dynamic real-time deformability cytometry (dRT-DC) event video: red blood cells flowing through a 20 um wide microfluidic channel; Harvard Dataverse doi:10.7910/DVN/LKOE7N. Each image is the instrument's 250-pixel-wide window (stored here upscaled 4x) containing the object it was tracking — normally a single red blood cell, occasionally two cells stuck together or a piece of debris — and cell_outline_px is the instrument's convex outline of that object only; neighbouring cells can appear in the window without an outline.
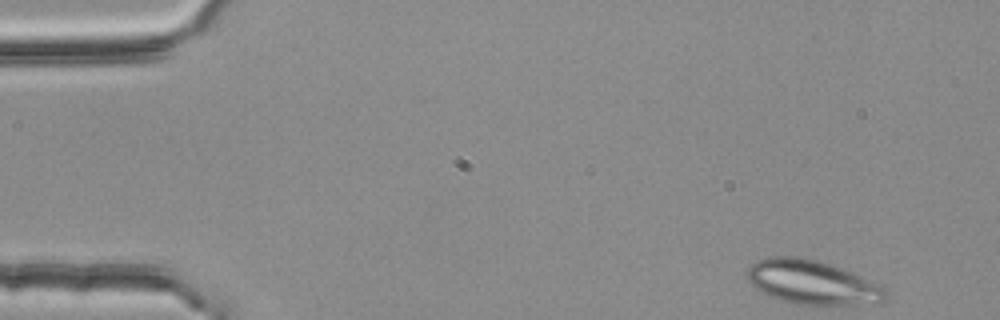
{"species": "common noctule bat (a hibernating species)", "species_latin": "Nyctalus noctula", "temperature_condition": "room temperature", "stored_images_in_passage": 47, "camera_frame_rate_fps": 3000, "um_per_image_px": 0.085, "animal": {"sex": "female", "body_mass_g": 25.1}, "frame": {"image": 1, "passage_image": 1, "time_ms": 0.0, "image_size_px": [1000, 320], "cell_outline_px": [[884, 300], [852, 304], [792, 304], [780, 300], [760, 292], [748, 280], [748, 268], [756, 260], [768, 256], [804, 256], [832, 264], [872, 280], [880, 284], [884, 288]], "centroid_in_image_um": [68.97, 23.96], "position_along_channel_um": 16.0, "area_um2": 35.37}}
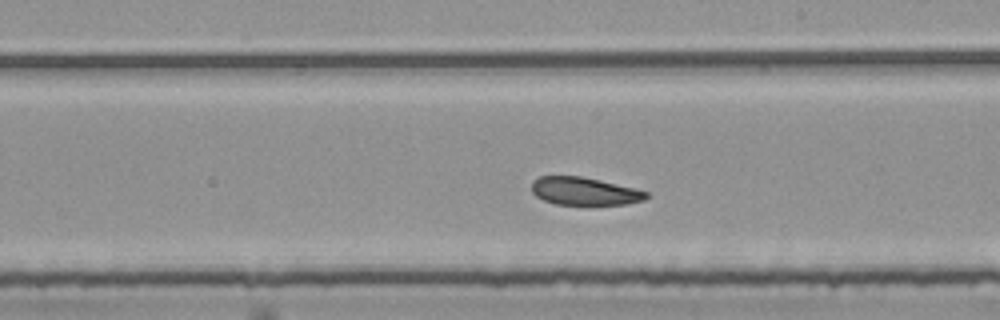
{"frame": {"image": 2, "passage_image": 28, "time_ms": 9.0, "image_size_px": [1000, 320], "cell_outline_px": [[648, 196], [644, 200], [624, 204], [556, 204], [544, 200], [536, 196], [532, 192], [532, 180], [540, 176], [580, 176], [600, 180], [636, 188], [648, 192]], "centroid_in_image_um": [49.67, 16.24], "position_along_channel_um": 239.3, "area_um2": 18.5}}
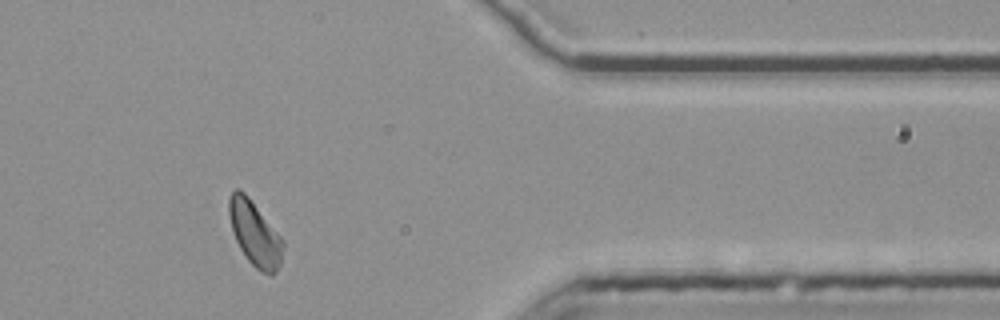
{"frame": {"image": 3, "passage_image": 42, "time_ms": 13.667, "image_size_px": [1000, 320], "cell_outline_px": [[284, 244], [280, 264], [276, 272], [272, 276], [260, 272], [248, 260], [240, 248], [236, 240], [232, 228], [228, 212], [228, 200], [232, 192], [236, 188], [240, 188], [248, 196], [284, 240]], "centroid_in_image_um": [21.67, 19.86], "position_along_channel_um": 389.7, "area_um2": 20.29}, "authors_computed_cell_mechanics": {"area_um2": 20.519, "velocity_mm_per_s": 3.7272, "shape_relaxation_time_tau1_ms": null, "shape_relaxation_time_tau2_ms": 2.265, "deformation_change_tau1": null, "deformation_change_tau2": 0.0805}}